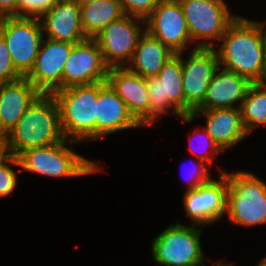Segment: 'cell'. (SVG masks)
Listing matches in <instances>:
<instances>
[{
    "instance_id": "cell-1",
    "label": "cell",
    "mask_w": 266,
    "mask_h": 266,
    "mask_svg": "<svg viewBox=\"0 0 266 266\" xmlns=\"http://www.w3.org/2000/svg\"><path fill=\"white\" fill-rule=\"evenodd\" d=\"M64 140L57 102L52 94L43 93L2 137L4 152L15 157L27 149L50 146Z\"/></svg>"
},
{
    "instance_id": "cell-2",
    "label": "cell",
    "mask_w": 266,
    "mask_h": 266,
    "mask_svg": "<svg viewBox=\"0 0 266 266\" xmlns=\"http://www.w3.org/2000/svg\"><path fill=\"white\" fill-rule=\"evenodd\" d=\"M216 50L222 68L247 78L266 82V61L256 25L240 15L228 26Z\"/></svg>"
},
{
    "instance_id": "cell-3",
    "label": "cell",
    "mask_w": 266,
    "mask_h": 266,
    "mask_svg": "<svg viewBox=\"0 0 266 266\" xmlns=\"http://www.w3.org/2000/svg\"><path fill=\"white\" fill-rule=\"evenodd\" d=\"M60 115V124L66 140L96 141V101L98 83L74 85L52 93Z\"/></svg>"
},
{
    "instance_id": "cell-4",
    "label": "cell",
    "mask_w": 266,
    "mask_h": 266,
    "mask_svg": "<svg viewBox=\"0 0 266 266\" xmlns=\"http://www.w3.org/2000/svg\"><path fill=\"white\" fill-rule=\"evenodd\" d=\"M74 143L77 142L64 140L50 146L30 148L23 151L17 156L20 172L29 171L43 176L63 178L104 171L94 161L73 151L71 147Z\"/></svg>"
},
{
    "instance_id": "cell-5",
    "label": "cell",
    "mask_w": 266,
    "mask_h": 266,
    "mask_svg": "<svg viewBox=\"0 0 266 266\" xmlns=\"http://www.w3.org/2000/svg\"><path fill=\"white\" fill-rule=\"evenodd\" d=\"M228 220L244 227L266 223V181L252 172H227Z\"/></svg>"
},
{
    "instance_id": "cell-6",
    "label": "cell",
    "mask_w": 266,
    "mask_h": 266,
    "mask_svg": "<svg viewBox=\"0 0 266 266\" xmlns=\"http://www.w3.org/2000/svg\"><path fill=\"white\" fill-rule=\"evenodd\" d=\"M198 225L171 224L151 244L153 260L164 266H205Z\"/></svg>"
},
{
    "instance_id": "cell-7",
    "label": "cell",
    "mask_w": 266,
    "mask_h": 266,
    "mask_svg": "<svg viewBox=\"0 0 266 266\" xmlns=\"http://www.w3.org/2000/svg\"><path fill=\"white\" fill-rule=\"evenodd\" d=\"M196 48H215L228 26L239 16L224 0H178ZM217 40V41H216Z\"/></svg>"
},
{
    "instance_id": "cell-8",
    "label": "cell",
    "mask_w": 266,
    "mask_h": 266,
    "mask_svg": "<svg viewBox=\"0 0 266 266\" xmlns=\"http://www.w3.org/2000/svg\"><path fill=\"white\" fill-rule=\"evenodd\" d=\"M0 37L8 47L16 71L26 77L34 66L44 38L39 17L0 18Z\"/></svg>"
},
{
    "instance_id": "cell-9",
    "label": "cell",
    "mask_w": 266,
    "mask_h": 266,
    "mask_svg": "<svg viewBox=\"0 0 266 266\" xmlns=\"http://www.w3.org/2000/svg\"><path fill=\"white\" fill-rule=\"evenodd\" d=\"M147 91L149 126L171 109L175 116H185L181 53L171 57L156 77L147 78Z\"/></svg>"
},
{
    "instance_id": "cell-10",
    "label": "cell",
    "mask_w": 266,
    "mask_h": 266,
    "mask_svg": "<svg viewBox=\"0 0 266 266\" xmlns=\"http://www.w3.org/2000/svg\"><path fill=\"white\" fill-rule=\"evenodd\" d=\"M144 31V19L125 14L107 25L93 40L101 49L109 68L126 67Z\"/></svg>"
},
{
    "instance_id": "cell-11",
    "label": "cell",
    "mask_w": 266,
    "mask_h": 266,
    "mask_svg": "<svg viewBox=\"0 0 266 266\" xmlns=\"http://www.w3.org/2000/svg\"><path fill=\"white\" fill-rule=\"evenodd\" d=\"M182 60V85L185 98V116L204 101L207 88L217 69L220 67L214 48H193L188 58Z\"/></svg>"
},
{
    "instance_id": "cell-12",
    "label": "cell",
    "mask_w": 266,
    "mask_h": 266,
    "mask_svg": "<svg viewBox=\"0 0 266 266\" xmlns=\"http://www.w3.org/2000/svg\"><path fill=\"white\" fill-rule=\"evenodd\" d=\"M196 189L184 191L183 206L193 225H210L224 216L227 203V171Z\"/></svg>"
},
{
    "instance_id": "cell-13",
    "label": "cell",
    "mask_w": 266,
    "mask_h": 266,
    "mask_svg": "<svg viewBox=\"0 0 266 266\" xmlns=\"http://www.w3.org/2000/svg\"><path fill=\"white\" fill-rule=\"evenodd\" d=\"M145 30L175 54H184L193 45L178 0H161L145 19Z\"/></svg>"
},
{
    "instance_id": "cell-14",
    "label": "cell",
    "mask_w": 266,
    "mask_h": 266,
    "mask_svg": "<svg viewBox=\"0 0 266 266\" xmlns=\"http://www.w3.org/2000/svg\"><path fill=\"white\" fill-rule=\"evenodd\" d=\"M109 67L101 49L93 39L75 44L62 72V89L74 85L107 82Z\"/></svg>"
},
{
    "instance_id": "cell-15",
    "label": "cell",
    "mask_w": 266,
    "mask_h": 266,
    "mask_svg": "<svg viewBox=\"0 0 266 266\" xmlns=\"http://www.w3.org/2000/svg\"><path fill=\"white\" fill-rule=\"evenodd\" d=\"M75 44L43 38L35 63L26 78L43 94L62 89V72Z\"/></svg>"
},
{
    "instance_id": "cell-16",
    "label": "cell",
    "mask_w": 266,
    "mask_h": 266,
    "mask_svg": "<svg viewBox=\"0 0 266 266\" xmlns=\"http://www.w3.org/2000/svg\"><path fill=\"white\" fill-rule=\"evenodd\" d=\"M198 115L205 117L204 129L222 151L238 145L248 136L240 108L195 109L191 116H183L182 120L189 123Z\"/></svg>"
},
{
    "instance_id": "cell-17",
    "label": "cell",
    "mask_w": 266,
    "mask_h": 266,
    "mask_svg": "<svg viewBox=\"0 0 266 266\" xmlns=\"http://www.w3.org/2000/svg\"><path fill=\"white\" fill-rule=\"evenodd\" d=\"M39 20L45 38L71 44L87 40L81 24L80 5L74 0H56Z\"/></svg>"
},
{
    "instance_id": "cell-18",
    "label": "cell",
    "mask_w": 266,
    "mask_h": 266,
    "mask_svg": "<svg viewBox=\"0 0 266 266\" xmlns=\"http://www.w3.org/2000/svg\"><path fill=\"white\" fill-rule=\"evenodd\" d=\"M95 119L96 140L117 131L141 127L108 82H98Z\"/></svg>"
},
{
    "instance_id": "cell-19",
    "label": "cell",
    "mask_w": 266,
    "mask_h": 266,
    "mask_svg": "<svg viewBox=\"0 0 266 266\" xmlns=\"http://www.w3.org/2000/svg\"><path fill=\"white\" fill-rule=\"evenodd\" d=\"M107 82L124 101L128 111L142 126H149V99L147 78L126 67L109 68Z\"/></svg>"
},
{
    "instance_id": "cell-20",
    "label": "cell",
    "mask_w": 266,
    "mask_h": 266,
    "mask_svg": "<svg viewBox=\"0 0 266 266\" xmlns=\"http://www.w3.org/2000/svg\"><path fill=\"white\" fill-rule=\"evenodd\" d=\"M251 84L247 78L220 66L211 79L204 101L196 109L240 108Z\"/></svg>"
},
{
    "instance_id": "cell-21",
    "label": "cell",
    "mask_w": 266,
    "mask_h": 266,
    "mask_svg": "<svg viewBox=\"0 0 266 266\" xmlns=\"http://www.w3.org/2000/svg\"><path fill=\"white\" fill-rule=\"evenodd\" d=\"M41 93L26 78L0 84V138H2Z\"/></svg>"
},
{
    "instance_id": "cell-22",
    "label": "cell",
    "mask_w": 266,
    "mask_h": 266,
    "mask_svg": "<svg viewBox=\"0 0 266 266\" xmlns=\"http://www.w3.org/2000/svg\"><path fill=\"white\" fill-rule=\"evenodd\" d=\"M174 55L175 53L145 30L126 68L143 78L156 77Z\"/></svg>"
},
{
    "instance_id": "cell-23",
    "label": "cell",
    "mask_w": 266,
    "mask_h": 266,
    "mask_svg": "<svg viewBox=\"0 0 266 266\" xmlns=\"http://www.w3.org/2000/svg\"><path fill=\"white\" fill-rule=\"evenodd\" d=\"M124 15L119 0H97L80 5L81 24L87 39H93L107 25Z\"/></svg>"
},
{
    "instance_id": "cell-24",
    "label": "cell",
    "mask_w": 266,
    "mask_h": 266,
    "mask_svg": "<svg viewBox=\"0 0 266 266\" xmlns=\"http://www.w3.org/2000/svg\"><path fill=\"white\" fill-rule=\"evenodd\" d=\"M240 110L247 135L259 125L266 126V82L249 86Z\"/></svg>"
},
{
    "instance_id": "cell-25",
    "label": "cell",
    "mask_w": 266,
    "mask_h": 266,
    "mask_svg": "<svg viewBox=\"0 0 266 266\" xmlns=\"http://www.w3.org/2000/svg\"><path fill=\"white\" fill-rule=\"evenodd\" d=\"M10 165L20 168L17 157L4 153L0 157V198L11 195L17 186V173Z\"/></svg>"
},
{
    "instance_id": "cell-26",
    "label": "cell",
    "mask_w": 266,
    "mask_h": 266,
    "mask_svg": "<svg viewBox=\"0 0 266 266\" xmlns=\"http://www.w3.org/2000/svg\"><path fill=\"white\" fill-rule=\"evenodd\" d=\"M196 136V137H195ZM200 137V138H199ZM194 138H199V139H201V140H203V141H201V140H199L200 142H202L203 143V145H205L206 147H204V146H202L203 148V150L201 149V148H199V150H197L196 149V147L194 146V144H193V139ZM189 140H190V145H191V143L193 144V145H191L190 147H189V149H190V151L194 154V155H196V157L199 159V160H201V161H203V162H205L206 164H210V163H212V161H213V159H215L216 157V155L218 156V154L219 153H221V152H223L219 147H218V145L213 141V139L210 137V135L207 133V131L204 129V128H202V129H200V128H198L197 130H195L192 134H189ZM195 140V139H194ZM196 146H198L197 144H196ZM195 147V148H194ZM201 147V146H200ZM207 148V149H206ZM210 150V151H209ZM210 154V155H209Z\"/></svg>"
},
{
    "instance_id": "cell-27",
    "label": "cell",
    "mask_w": 266,
    "mask_h": 266,
    "mask_svg": "<svg viewBox=\"0 0 266 266\" xmlns=\"http://www.w3.org/2000/svg\"><path fill=\"white\" fill-rule=\"evenodd\" d=\"M161 0H119L125 14L146 19Z\"/></svg>"
},
{
    "instance_id": "cell-28",
    "label": "cell",
    "mask_w": 266,
    "mask_h": 266,
    "mask_svg": "<svg viewBox=\"0 0 266 266\" xmlns=\"http://www.w3.org/2000/svg\"><path fill=\"white\" fill-rule=\"evenodd\" d=\"M22 78L11 61L5 41L0 37V84L14 82Z\"/></svg>"
},
{
    "instance_id": "cell-29",
    "label": "cell",
    "mask_w": 266,
    "mask_h": 266,
    "mask_svg": "<svg viewBox=\"0 0 266 266\" xmlns=\"http://www.w3.org/2000/svg\"><path fill=\"white\" fill-rule=\"evenodd\" d=\"M56 0H18L19 16L40 17L47 12Z\"/></svg>"
},
{
    "instance_id": "cell-30",
    "label": "cell",
    "mask_w": 266,
    "mask_h": 266,
    "mask_svg": "<svg viewBox=\"0 0 266 266\" xmlns=\"http://www.w3.org/2000/svg\"><path fill=\"white\" fill-rule=\"evenodd\" d=\"M194 169H190L189 171V178L187 177V180L189 183L187 186V189L185 191L193 190L199 187L202 184H205L209 182L211 178V172L209 171L208 164L198 159L197 162H194ZM193 165V164H192ZM193 167V166H192Z\"/></svg>"
},
{
    "instance_id": "cell-31",
    "label": "cell",
    "mask_w": 266,
    "mask_h": 266,
    "mask_svg": "<svg viewBox=\"0 0 266 266\" xmlns=\"http://www.w3.org/2000/svg\"><path fill=\"white\" fill-rule=\"evenodd\" d=\"M19 16L18 0H0V18Z\"/></svg>"
},
{
    "instance_id": "cell-32",
    "label": "cell",
    "mask_w": 266,
    "mask_h": 266,
    "mask_svg": "<svg viewBox=\"0 0 266 266\" xmlns=\"http://www.w3.org/2000/svg\"><path fill=\"white\" fill-rule=\"evenodd\" d=\"M257 27L260 37L262 52L266 61V23L251 20Z\"/></svg>"
},
{
    "instance_id": "cell-33",
    "label": "cell",
    "mask_w": 266,
    "mask_h": 266,
    "mask_svg": "<svg viewBox=\"0 0 266 266\" xmlns=\"http://www.w3.org/2000/svg\"><path fill=\"white\" fill-rule=\"evenodd\" d=\"M213 263H215V264H213V266H232V264H229V263H227V262H225V261H213Z\"/></svg>"
},
{
    "instance_id": "cell-34",
    "label": "cell",
    "mask_w": 266,
    "mask_h": 266,
    "mask_svg": "<svg viewBox=\"0 0 266 266\" xmlns=\"http://www.w3.org/2000/svg\"><path fill=\"white\" fill-rule=\"evenodd\" d=\"M74 1H76L79 5H85L91 2H95L97 0H74Z\"/></svg>"
},
{
    "instance_id": "cell-35",
    "label": "cell",
    "mask_w": 266,
    "mask_h": 266,
    "mask_svg": "<svg viewBox=\"0 0 266 266\" xmlns=\"http://www.w3.org/2000/svg\"><path fill=\"white\" fill-rule=\"evenodd\" d=\"M4 147H3V143H2V138H0V157L4 154Z\"/></svg>"
},
{
    "instance_id": "cell-36",
    "label": "cell",
    "mask_w": 266,
    "mask_h": 266,
    "mask_svg": "<svg viewBox=\"0 0 266 266\" xmlns=\"http://www.w3.org/2000/svg\"><path fill=\"white\" fill-rule=\"evenodd\" d=\"M257 266H266V256L258 263Z\"/></svg>"
}]
</instances>
